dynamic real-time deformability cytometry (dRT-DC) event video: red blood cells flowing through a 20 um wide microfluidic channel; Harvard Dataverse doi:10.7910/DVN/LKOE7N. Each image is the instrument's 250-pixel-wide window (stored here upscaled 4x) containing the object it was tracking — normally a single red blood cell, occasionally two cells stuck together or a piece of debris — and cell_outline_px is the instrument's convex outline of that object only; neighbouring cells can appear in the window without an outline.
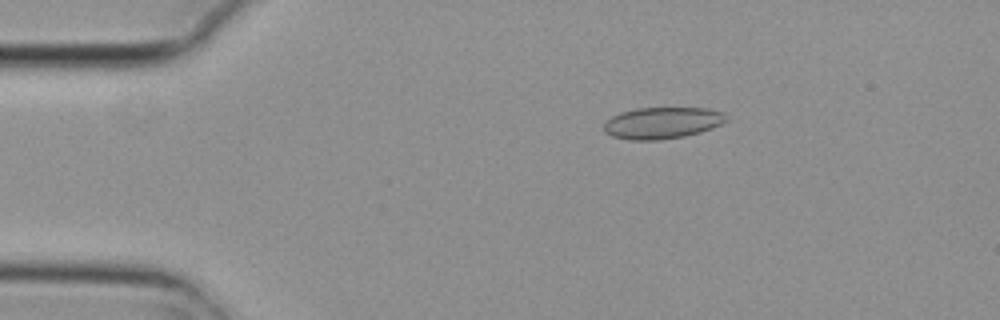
{"species": "common noctule bat (a hibernating species)", "species_latin": "Nyctalus noctula", "temperature_condition": "cold", "stored_images_in_passage": 9, "camera_frame_rate_fps": 3000, "um_per_image_px": 0.085, "animal": {"sex": "female", "body_mass_g": 29.2, "forearm_length_mm": 56.3}, "frame": {"image": 1, "passage_image": 2, "time_ms": 0.333, "image_size_px": [1000, 320], "cell_outline_px": [[728, 120], [712, 128], [700, 132], [684, 136], [660, 140], [632, 140], [612, 136], [604, 132], [604, 124], [612, 116], [620, 112], [636, 108], [708, 108], [724, 112]], "centroid_in_image_um": [56.3, 10.44], "position_along_channel_um": 28.7, "area_um2": 22.54}}
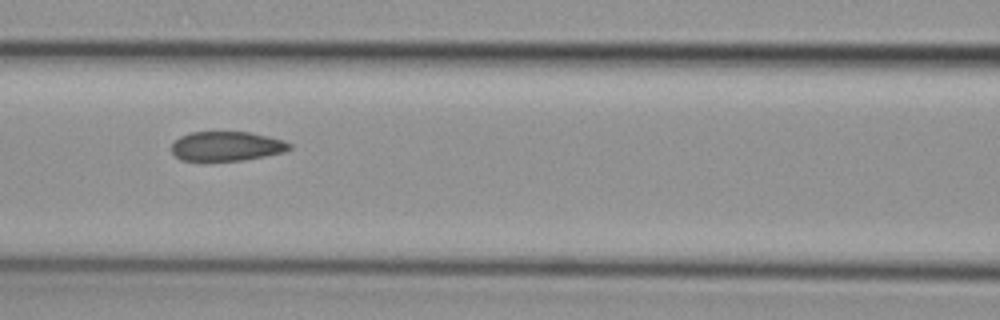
{"frame": {"image": 2, "passage_image": 6, "time_ms": 1.667, "image_size_px": [1000, 320], "cell_outline_px": [[292, 148], [284, 152], [244, 160], [180, 160], [172, 152], [172, 144], [180, 136], [192, 132], [248, 132], [268, 136], [284, 140], [292, 144]], "centroid_in_image_um": [19.29, 12.42], "position_along_channel_um": 147.3, "area_um2": 20.11}}
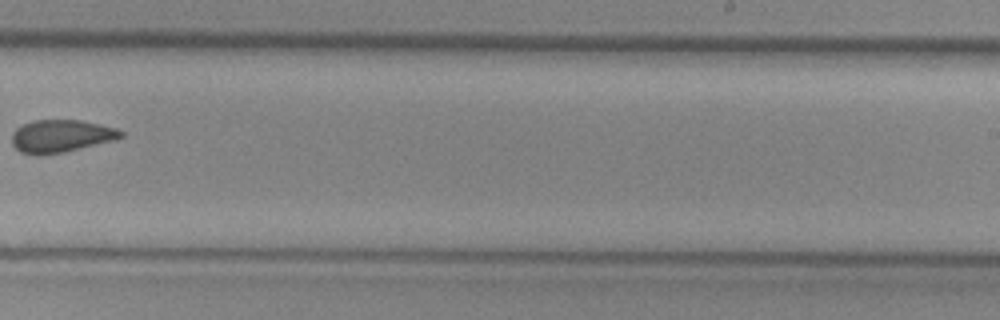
{"frame": {"image": 3, "passage_image": 9, "time_ms": 2.667, "image_size_px": [1000, 320], "cell_outline_px": [[124, 136], [116, 140], [64, 152], [40, 156], [36, 156], [20, 152], [12, 144], [12, 132], [16, 128], [32, 120], [80, 120], [116, 128], [124, 132]], "centroid_in_image_um": [5.18, 11.58], "position_along_channel_um": 283.8, "area_um2": 20.92}}